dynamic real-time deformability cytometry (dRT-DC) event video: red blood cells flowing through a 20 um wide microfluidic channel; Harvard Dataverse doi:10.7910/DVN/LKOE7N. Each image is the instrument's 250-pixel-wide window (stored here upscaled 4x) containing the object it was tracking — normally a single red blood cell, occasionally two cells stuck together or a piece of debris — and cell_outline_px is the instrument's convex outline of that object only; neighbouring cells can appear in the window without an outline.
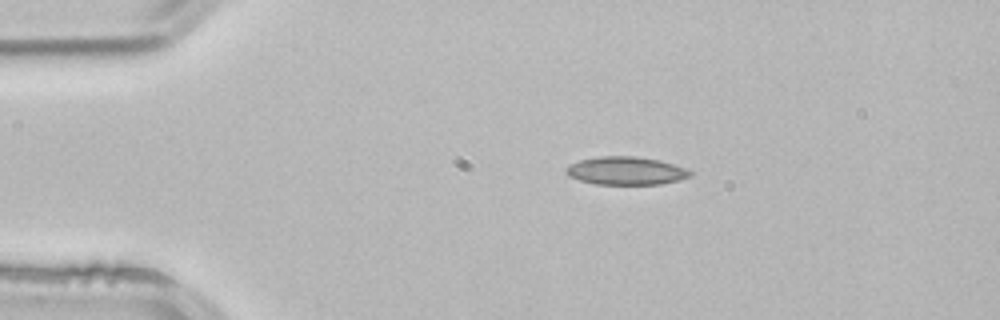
{"species": "common noctule bat (a hibernating species)", "species_latin": "Nyctalus noctula", "temperature_condition": "room temperature", "stored_images_in_passage": 3, "camera_frame_rate_fps": 3000, "um_per_image_px": 0.085, "animal": {"sex": "male", "body_mass_g": 21.5, "forearm_length_mm": 52.0}, "frame": {"image": 1, "passage_image": 2, "time_ms": 0.333, "image_size_px": [1000, 320], "cell_outline_px": [[692, 176], [680, 180], [660, 184], [596, 184], [580, 180], [568, 176], [564, 172], [564, 168], [568, 164], [580, 160], [600, 156], [636, 156], [660, 160], [688, 168], [692, 172]], "centroid_in_image_um": [53.21, 14.51], "position_along_channel_um": 31.8, "area_um2": 20.58}}